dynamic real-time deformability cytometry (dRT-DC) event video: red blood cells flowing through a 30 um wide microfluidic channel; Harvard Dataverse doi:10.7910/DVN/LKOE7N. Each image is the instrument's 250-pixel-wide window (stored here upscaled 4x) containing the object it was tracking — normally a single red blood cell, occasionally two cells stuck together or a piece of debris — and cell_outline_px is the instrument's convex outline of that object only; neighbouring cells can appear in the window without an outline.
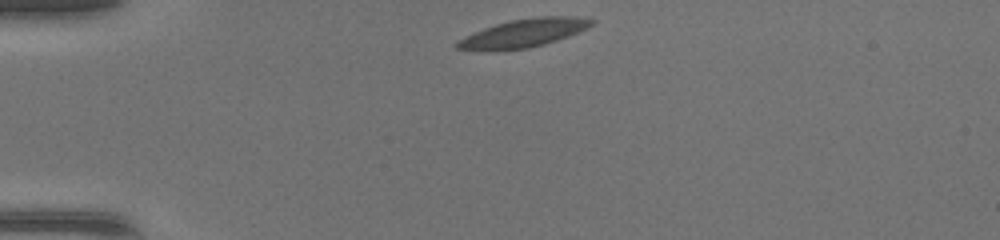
{"species": "common noctule bat (a hibernating species)", "species_latin": "Nyctalus noctula", "temperature_condition": "warm", "stored_images_in_passage": 38, "camera_frame_rate_fps": 3000, "um_per_image_px": 0.085, "animal": {"sex": "female", "body_mass_g": 17.0, "forearm_length_mm": 48.0}, "frame": {"image": 1, "passage_image": 1, "time_ms": 0.0, "image_size_px": [1000, 240], "cell_outline_px": [[596, 20], [592, 24], [568, 36], [544, 44], [528, 48], [456, 48], [456, 44], [460, 40], [484, 28], [496, 24], [512, 20], [540, 16], [572, 16]], "centroid_in_image_um": [44.63, 2.76], "position_along_channel_um": 40.4, "area_um2": 20.69}}
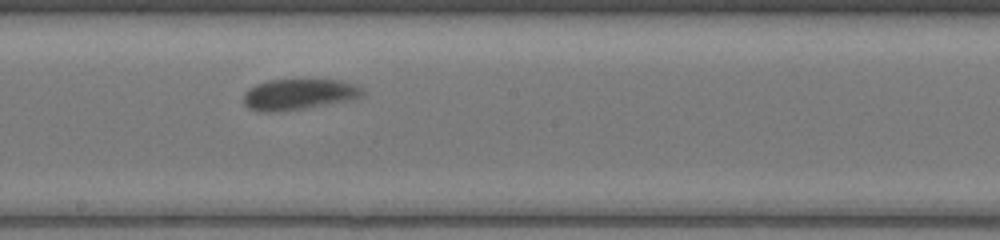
{"frame": {"image": 2, "passage_image": 17, "time_ms": 5.333, "image_size_px": [1000, 240], "cell_outline_px": [[364, 96], [356, 100], [300, 108], [268, 112], [264, 112], [248, 108], [244, 104], [244, 92], [248, 88], [256, 84], [268, 80], [300, 76], [344, 80], [356, 84], [364, 88]], "centroid_in_image_um": [25.48, 7.94], "position_along_channel_um": 222.7, "area_um2": 22.6}}
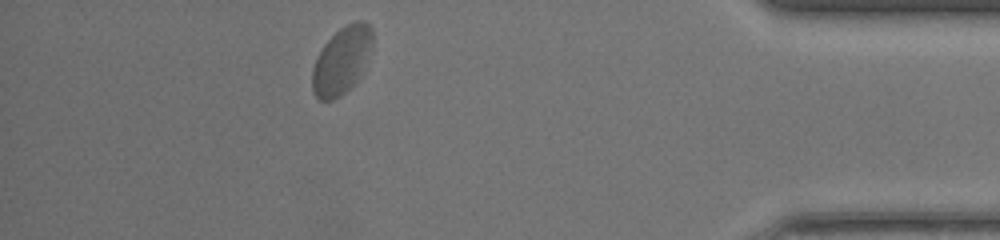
{"frame": {"image": 3, "passage_image": 33, "time_ms": 10.667, "image_size_px": [1000, 240], "cell_outline_px": [[372, 44], [356, 80], [340, 96], [332, 100], [320, 100], [316, 96], [312, 88], [312, 68], [324, 44], [340, 28], [356, 20], [364, 20], [372, 28]], "centroid_in_image_um": [29.02, 5.11], "position_along_channel_um": 406.2, "area_um2": 22.83}, "authors_computed_cell_mechanics": {"area_um2": 21.9062, "velocity_mm_per_s": 4.2299, "shape_relaxation_time_tau1_ms": 2.2537, "shape_relaxation_time_tau2_ms": 1.1668, "deformation_change_tau1": 0.083, "deformation_change_tau2": 0.0561}}